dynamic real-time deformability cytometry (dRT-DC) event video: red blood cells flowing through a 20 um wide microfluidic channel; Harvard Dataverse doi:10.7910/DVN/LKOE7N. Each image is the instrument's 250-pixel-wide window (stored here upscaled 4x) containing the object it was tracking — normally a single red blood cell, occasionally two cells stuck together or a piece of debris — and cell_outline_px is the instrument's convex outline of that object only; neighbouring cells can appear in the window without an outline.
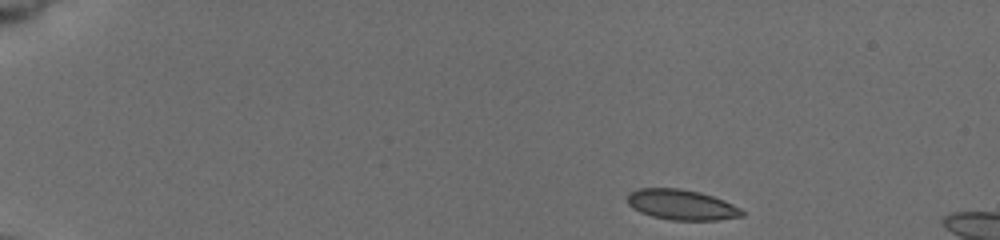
{"species": "common noctule bat (a hibernating species)", "species_latin": "Nyctalus noctula", "temperature_condition": "cold", "stored_images_in_passage": 44, "camera_frame_rate_fps": 3000, "um_per_image_px": 0.085, "animal": {"sex": "female", "body_mass_g": 19.5, "forearm_length_mm": 54.1}, "frame": {"image": 1, "passage_image": 1, "time_ms": 0.0, "image_size_px": [1000, 240], "cell_outline_px": [[744, 216], [716, 220], [672, 220], [652, 216], [640, 212], [632, 208], [628, 204], [628, 196], [632, 192], [640, 188], [680, 188], [700, 192], [724, 200], [740, 208], [744, 212]], "centroid_in_image_um": [57.95, 17.4], "position_along_channel_um": 27.1, "area_um2": 20.17}}
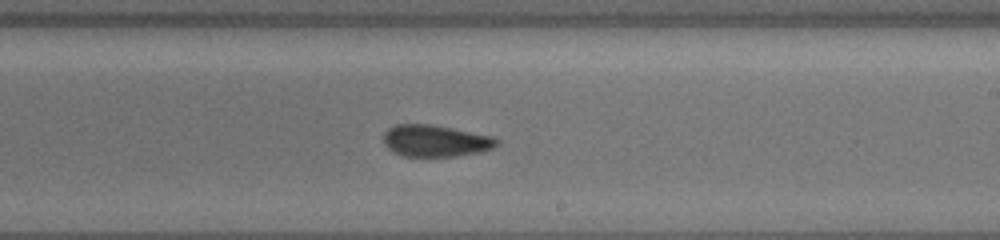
{"frame": {"image": 2, "passage_image": 27, "time_ms": 8.667, "image_size_px": [1000, 240], "cell_outline_px": [[500, 140], [492, 148], [480, 152], [456, 156], [404, 156], [392, 152], [384, 144], [384, 132], [388, 128], [396, 124], [428, 124], [452, 128], [492, 136]], "centroid_in_image_um": [36.98, 11.97], "position_along_channel_um": 252.0, "area_um2": 20.87}}
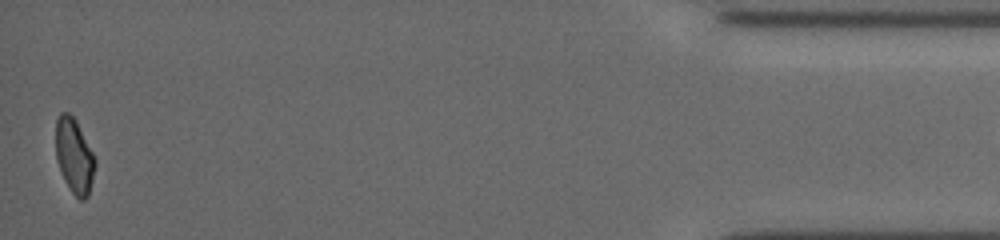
{"frame": {"image": 3, "passage_image": 43, "time_ms": 14.0, "image_size_px": [1000, 240], "cell_outline_px": [[96, 164], [88, 196], [84, 200], [80, 200], [72, 192], [64, 180], [60, 172], [56, 160], [56, 120], [60, 112], [68, 112], [76, 120], [96, 160]], "centroid_in_image_um": [6.3, 13.26], "position_along_channel_um": 428.9, "area_um2": 17.11}}